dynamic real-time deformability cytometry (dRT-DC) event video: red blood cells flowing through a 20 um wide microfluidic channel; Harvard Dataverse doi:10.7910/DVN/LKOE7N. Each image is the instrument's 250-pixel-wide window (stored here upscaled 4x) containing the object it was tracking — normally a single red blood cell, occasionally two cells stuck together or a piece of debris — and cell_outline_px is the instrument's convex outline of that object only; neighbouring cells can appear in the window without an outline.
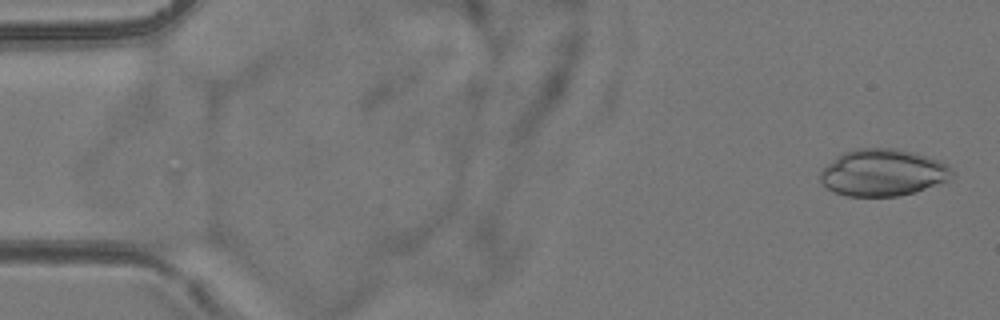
{"species": "common noctule bat (a hibernating species)", "species_latin": "Nyctalus noctula", "temperature_condition": "room temperature", "stored_images_in_passage": 6, "camera_frame_rate_fps": 3000, "um_per_image_px": 0.085, "animal": {"sex": "female", "body_mass_g": 24.6, "forearm_length_mm": 56.2}, "frame": {"image": 1, "passage_image": 1, "time_ms": 0.0, "image_size_px": [1000, 320], "cell_outline_px": [[956, 176], [952, 180], [916, 192], [900, 196], [848, 196], [836, 192], [820, 184], [820, 172], [836, 156], [844, 152], [856, 148], [896, 148], [916, 152], [940, 160], [948, 164], [952, 168]], "centroid_in_image_um": [75.12, 14.67], "position_along_channel_um": 9.9, "area_um2": 36.65}}